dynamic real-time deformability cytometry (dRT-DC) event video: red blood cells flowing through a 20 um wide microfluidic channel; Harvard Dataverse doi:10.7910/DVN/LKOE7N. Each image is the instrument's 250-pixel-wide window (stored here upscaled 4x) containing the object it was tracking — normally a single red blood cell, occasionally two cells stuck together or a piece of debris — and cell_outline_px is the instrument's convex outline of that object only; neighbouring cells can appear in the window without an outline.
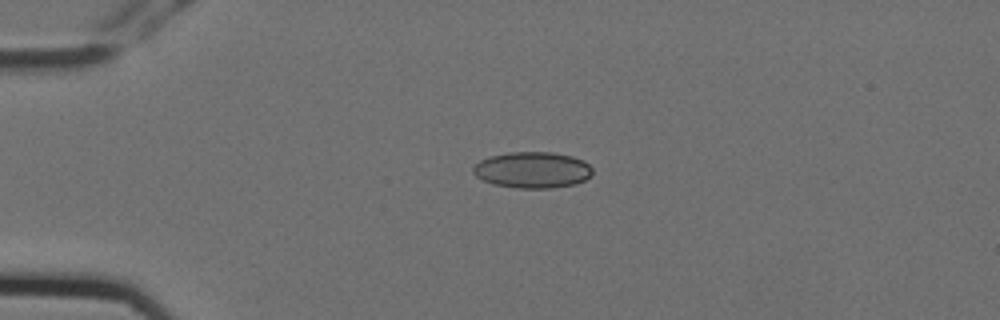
{"species": "Egyptian fruit bat (a non-hibernating species)", "species_latin": "Rousettus aegyptiacus", "temperature_condition": "cold", "stored_images_in_passage": 3, "camera_frame_rate_fps": 3000, "um_per_image_px": 0.085, "animal": {"sex": "female"}, "frame": {"image": 1, "passage_image": 2, "time_ms": 0.333, "image_size_px": [1000, 320], "cell_outline_px": [[592, 172], [584, 180], [576, 184], [552, 188], [516, 188], [492, 184], [476, 176], [472, 172], [472, 168], [480, 160], [488, 156], [512, 152], [552, 152], [572, 156], [584, 160], [592, 168]], "centroid_in_image_um": [45.24, 14.44], "position_along_channel_um": 39.8, "area_um2": 25.26}}